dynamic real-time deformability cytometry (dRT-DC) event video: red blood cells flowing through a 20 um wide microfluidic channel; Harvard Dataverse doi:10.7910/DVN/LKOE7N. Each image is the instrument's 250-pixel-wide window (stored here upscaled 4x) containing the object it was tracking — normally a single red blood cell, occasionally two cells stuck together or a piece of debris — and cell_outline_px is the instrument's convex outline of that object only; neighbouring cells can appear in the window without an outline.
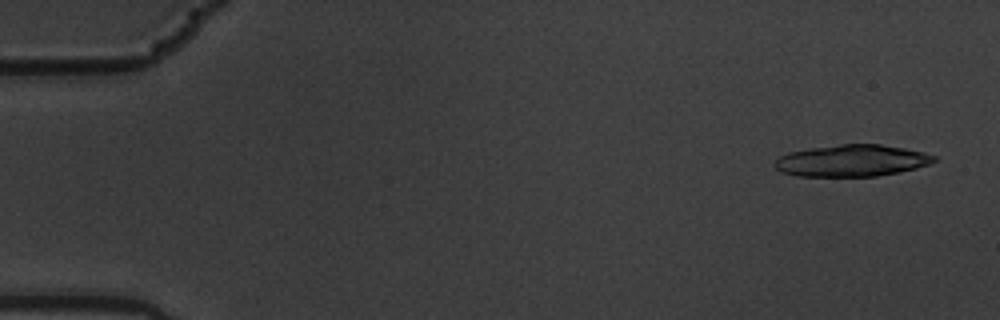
{"species": "common noctule bat (a hibernating species)", "species_latin": "Nyctalus noctula", "temperature_condition": "warm", "stored_images_in_passage": 5, "camera_frame_rate_fps": 3000, "um_per_image_px": 0.085, "animal": {"sex": "male", "body_mass_g": 19.5, "forearm_length_mm": 54.6}, "frame": {"image": 1, "passage_image": 1, "time_ms": 0.0, "image_size_px": [1000, 320], "cell_outline_px": [[936, 160], [928, 164], [916, 168], [876, 176], [796, 176], [780, 172], [772, 164], [780, 156], [788, 152], [808, 148], [840, 144], [880, 144], [904, 148], [924, 152], [936, 156]], "centroid_in_image_um": [72.36, 13.65], "position_along_channel_um": 12.6, "area_um2": 29.48}}